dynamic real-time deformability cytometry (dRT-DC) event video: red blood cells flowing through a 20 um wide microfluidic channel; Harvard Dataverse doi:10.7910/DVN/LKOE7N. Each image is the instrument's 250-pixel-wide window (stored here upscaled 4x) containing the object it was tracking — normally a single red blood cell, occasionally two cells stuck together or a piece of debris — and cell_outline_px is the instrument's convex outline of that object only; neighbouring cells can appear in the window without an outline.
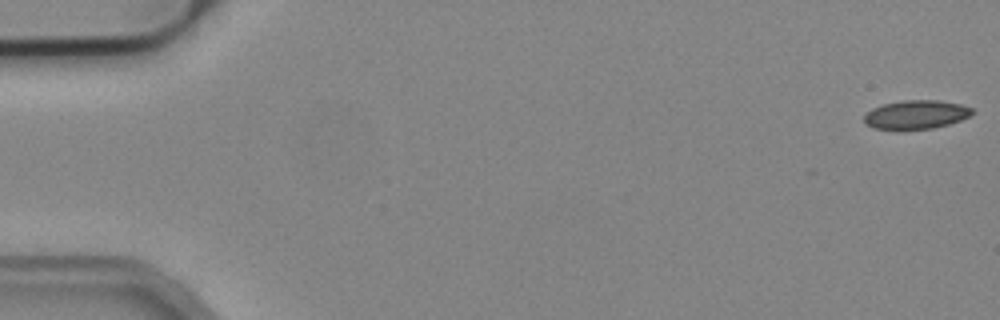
{"species": "common noctule bat (a hibernating species)", "species_latin": "Nyctalus noctula", "temperature_condition": "cold", "stored_images_in_passage": 11, "camera_frame_rate_fps": 3000, "um_per_image_px": 0.085, "animal": {"sex": "male", "body_mass_g": 19.2, "forearm_length_mm": 51.8}, "frame": {"image": 1, "passage_image": 1, "time_ms": 0.0, "image_size_px": [1000, 320], "cell_outline_px": [[972, 116], [948, 124], [932, 128], [900, 132], [896, 132], [872, 128], [864, 124], [864, 116], [872, 108], [884, 104], [904, 100], [940, 100], [960, 104], [972, 108]], "centroid_in_image_um": [77.81, 9.78], "position_along_channel_um": 7.2, "area_um2": 18.73}}